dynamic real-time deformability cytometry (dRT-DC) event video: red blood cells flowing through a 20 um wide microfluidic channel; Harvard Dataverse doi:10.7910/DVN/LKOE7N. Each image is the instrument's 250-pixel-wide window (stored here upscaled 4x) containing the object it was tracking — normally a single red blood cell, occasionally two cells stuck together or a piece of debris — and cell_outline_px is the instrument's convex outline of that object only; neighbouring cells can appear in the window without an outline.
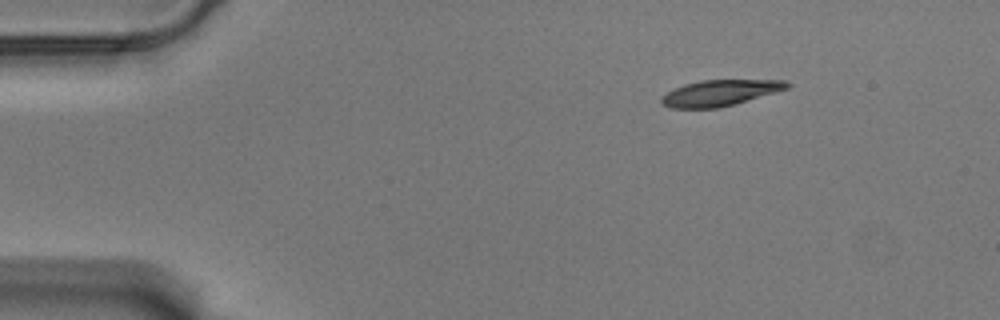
{"species": "Egyptian fruit bat (a non-hibernating species)", "species_latin": "Rousettus aegyptiacus", "temperature_condition": "warm", "stored_images_in_passage": 50, "camera_frame_rate_fps": 3000, "um_per_image_px": 0.085, "animal": {"sex": "male"}, "frame": {"image": 1, "passage_image": 1, "time_ms": 0.0, "image_size_px": [1000, 320], "cell_outline_px": [[792, 84], [788, 88], [720, 108], [672, 108], [664, 104], [660, 100], [660, 96], [684, 84], [700, 80], [784, 80]], "centroid_in_image_um": [61.18, 7.89], "position_along_channel_um": 23.8, "area_um2": 18.79}}
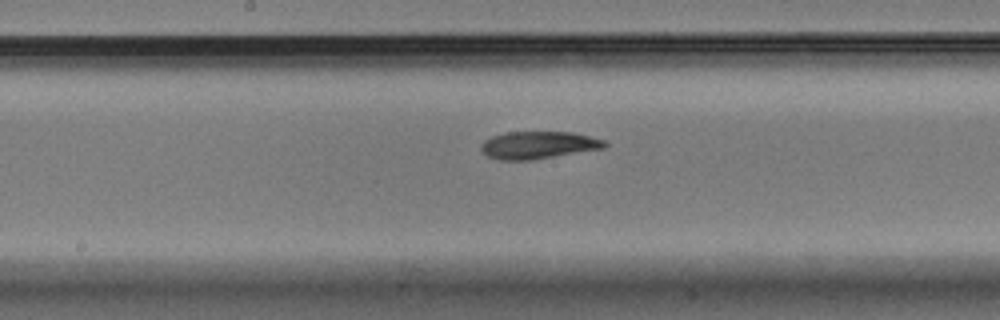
{"frame": {"image": 2, "passage_image": 23, "time_ms": 7.333, "image_size_px": [1000, 320], "cell_outline_px": [[608, 144], [604, 148], [532, 160], [496, 160], [484, 156], [480, 152], [480, 144], [484, 140], [492, 136], [504, 132], [572, 132], [604, 140]], "centroid_in_image_um": [45.67, 12.34], "position_along_channel_um": 202.5, "area_um2": 20.0}}
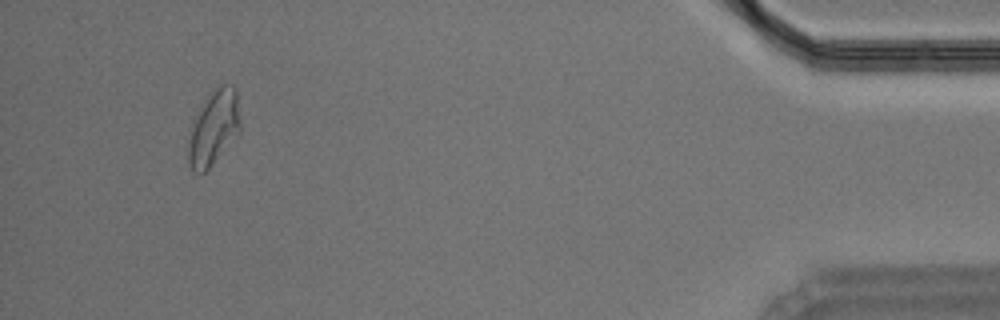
{"frame": {"image": 3, "passage_image": 47, "time_ms": 15.333, "image_size_px": [1000, 320], "cell_outline_px": [[240, 132], [208, 168], [200, 176], [192, 172], [188, 160], [188, 128], [208, 92], [220, 84], [232, 84], [236, 88], [240, 120]], "centroid_in_image_um": [18.13, 10.83], "position_along_channel_um": 417.1, "area_um2": 23.18}, "authors_computed_cell_mechanics": {"area_um2": 19.8832, "velocity_mm_per_s": 3.5177, "shape_relaxation_time_tau1_ms": 6.4711, "shape_relaxation_time_tau2_ms": 1.8701, "deformation_change_tau1": 0.1822, "deformation_change_tau2": 0.0757}}